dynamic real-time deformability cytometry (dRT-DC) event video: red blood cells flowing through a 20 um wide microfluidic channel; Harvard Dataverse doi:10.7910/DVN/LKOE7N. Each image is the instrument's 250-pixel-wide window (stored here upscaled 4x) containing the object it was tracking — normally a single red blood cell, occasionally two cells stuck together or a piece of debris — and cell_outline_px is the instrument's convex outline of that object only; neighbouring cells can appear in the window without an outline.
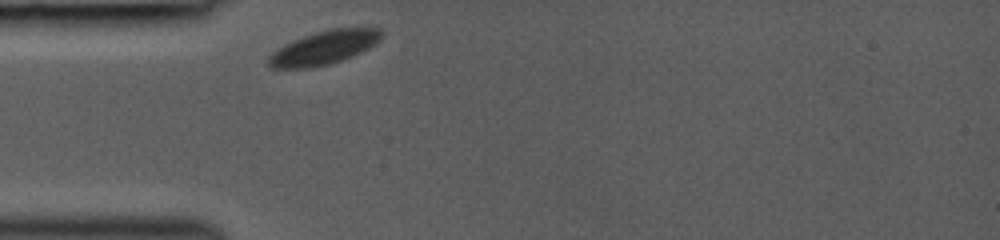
{"species": "common noctule bat (a hibernating species)", "species_latin": "Nyctalus noctula", "temperature_condition": "room temperature", "stored_images_in_passage": 8, "camera_frame_rate_fps": 3000, "um_per_image_px": 0.085, "animal": {"sex": "female", "body_mass_g": 19.0, "forearm_length_mm": 53.3}, "frame": {"image": 1, "passage_image": 1, "time_ms": 0.0, "image_size_px": [1000, 240], "cell_outline_px": [[380, 40], [376, 44], [352, 56], [332, 64], [308, 68], [272, 68], [268, 64], [268, 56], [272, 52], [284, 44], [292, 40], [328, 28], [380, 28]], "centroid_in_image_um": [27.51, 4.06], "position_along_channel_um": 57.5, "area_um2": 22.08}}
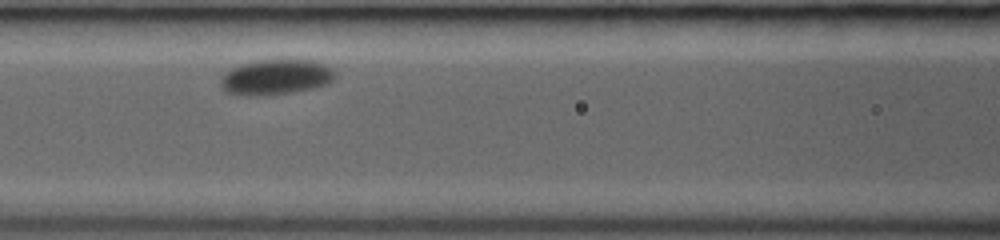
{"frame": {"image": 2, "passage_image": 5, "time_ms": 2.333, "image_size_px": [1000, 240], "cell_outline_px": [[336, 76], [328, 84], [312, 88], [292, 92], [264, 96], [236, 96], [224, 92], [220, 84], [220, 76], [228, 68], [240, 64], [256, 60], [312, 60], [328, 64], [336, 72]], "centroid_in_image_um": [23.39, 6.56], "position_along_channel_um": 143.2, "area_um2": 24.28}}
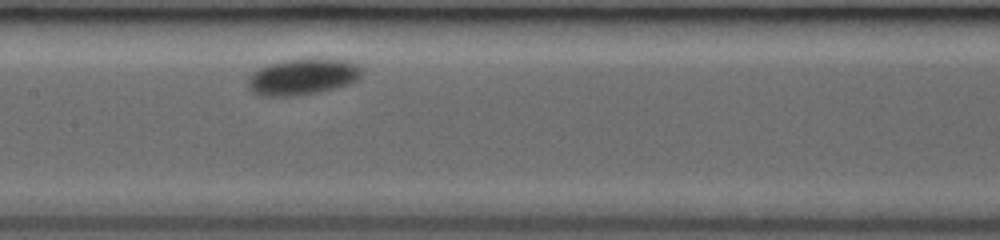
{"frame": {"image": 3, "passage_image": 8, "time_ms": 3.333, "image_size_px": [1000, 240], "cell_outline_px": [[364, 68], [360, 76], [352, 84], [316, 92], [296, 96], [256, 96], [248, 88], [248, 76], [256, 68], [268, 64], [284, 60], [312, 56], [348, 60], [360, 64]], "centroid_in_image_um": [25.74, 6.49], "position_along_channel_um": 181.7, "area_um2": 25.09}}